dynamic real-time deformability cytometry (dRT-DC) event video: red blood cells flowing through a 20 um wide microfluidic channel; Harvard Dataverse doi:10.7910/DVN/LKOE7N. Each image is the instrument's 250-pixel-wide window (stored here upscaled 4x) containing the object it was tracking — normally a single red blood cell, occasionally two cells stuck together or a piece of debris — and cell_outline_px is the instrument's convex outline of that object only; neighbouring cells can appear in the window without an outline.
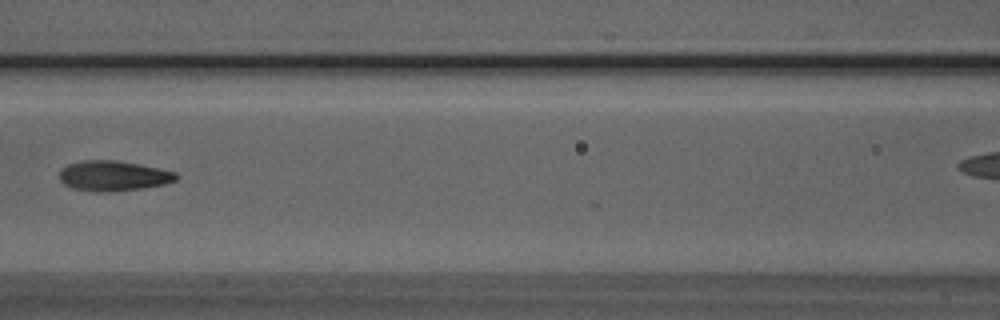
{"species": "Egyptian fruit bat (a non-hibernating species)", "species_latin": "Rousettus aegyptiacus", "temperature_condition": "room temperature", "stored_images_in_passage": 8, "camera_frame_rate_fps": 3000, "um_per_image_px": 0.085, "animal": {"sex": "male"}, "frame": {"image": 1, "passage_image": 7, "time_ms": 7.0, "image_size_px": [1000, 320], "cell_outline_px": [[180, 176], [176, 180], [164, 184], [140, 188], [104, 192], [96, 192], [72, 188], [64, 184], [60, 180], [60, 172], [68, 164], [84, 160], [116, 160], [140, 164], [160, 168], [176, 172]], "centroid_in_image_um": [9.66, 14.94], "position_along_channel_um": 156.9, "area_um2": 20.46}}